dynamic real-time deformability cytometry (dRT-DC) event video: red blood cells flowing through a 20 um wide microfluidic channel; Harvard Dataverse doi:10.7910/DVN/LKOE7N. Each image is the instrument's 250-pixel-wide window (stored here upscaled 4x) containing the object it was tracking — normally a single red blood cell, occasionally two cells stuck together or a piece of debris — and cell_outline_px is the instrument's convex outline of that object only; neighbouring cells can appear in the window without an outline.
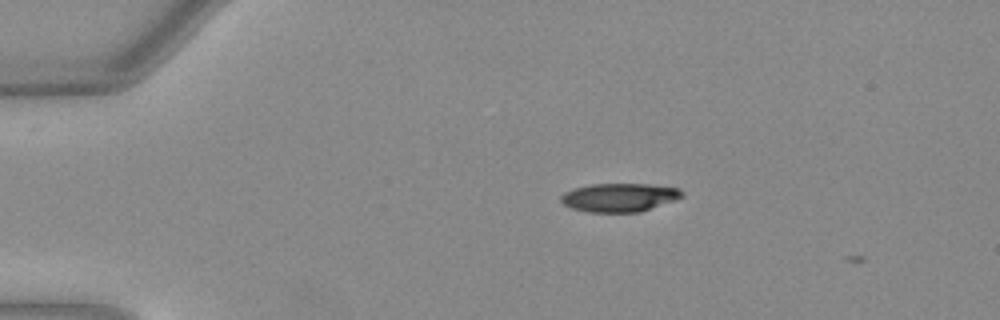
{"species": "Egyptian fruit bat (a non-hibernating species)", "species_latin": "Rousettus aegyptiacus", "temperature_condition": "warm", "stored_images_in_passage": 2, "camera_frame_rate_fps": 3000, "um_per_image_px": 0.085, "animal": {"sex": "female"}, "frame": {"image": 1, "passage_image": 1, "time_ms": 0.0, "image_size_px": [1000, 320], "cell_outline_px": [[684, 196], [676, 200], [640, 212], [588, 212], [572, 208], [564, 204], [560, 200], [560, 196], [564, 192], [576, 188], [592, 184], [648, 184], [680, 188], [684, 192]], "centroid_in_image_um": [52.68, 16.78], "position_along_channel_um": 32.3, "area_um2": 20.17}}